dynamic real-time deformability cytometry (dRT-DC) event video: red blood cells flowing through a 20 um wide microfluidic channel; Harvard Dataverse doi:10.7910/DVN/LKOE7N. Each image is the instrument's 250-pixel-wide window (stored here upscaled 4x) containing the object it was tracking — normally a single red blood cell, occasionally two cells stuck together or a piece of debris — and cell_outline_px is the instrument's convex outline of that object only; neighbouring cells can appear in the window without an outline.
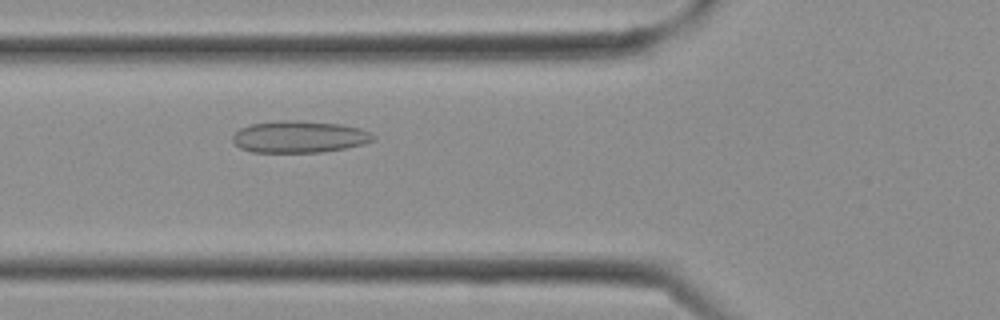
{"species": "Egyptian fruit bat (a non-hibernating species)", "species_latin": "Rousettus aegyptiacus", "temperature_condition": "cold", "stored_images_in_passage": 28, "camera_frame_rate_fps": 3000, "um_per_image_px": 0.085, "frame": {"image": 1, "passage_image": 9, "time_ms": 2.667, "image_size_px": [1000, 320], "cell_outline_px": [[376, 140], [364, 144], [324, 152], [252, 152], [240, 148], [232, 140], [232, 136], [240, 128], [252, 124], [280, 120], [296, 120], [340, 124], [360, 128], [372, 132], [376, 136]], "centroid_in_image_um": [25.48, 11.63], "position_along_channel_um": 100.3, "area_um2": 26.24}}
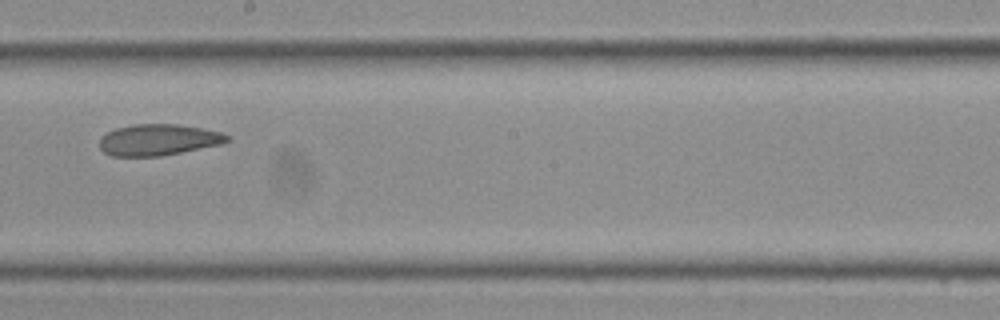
{"frame": {"image": 2, "passage_image": 15, "time_ms": 4.667, "image_size_px": [1000, 320], "cell_outline_px": [[228, 140], [220, 144], [160, 156], [112, 156], [104, 152], [100, 148], [100, 136], [116, 128], [136, 124], [176, 124], [200, 128], [220, 132], [228, 136]], "centroid_in_image_um": [13.4, 11.88], "position_along_channel_um": 234.8, "area_um2": 22.89}}
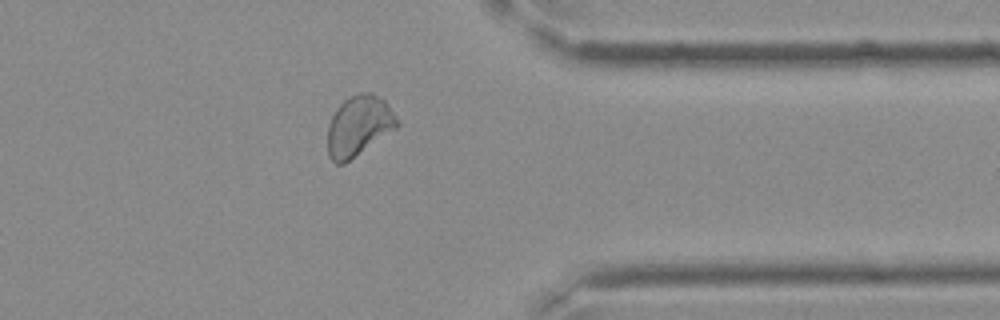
{"frame": {"image": 3, "passage_image": 22, "time_ms": 7.0, "image_size_px": [1000, 320], "cell_outline_px": [[400, 124], [396, 128], [344, 164], [336, 164], [328, 156], [328, 124], [336, 108], [348, 96], [360, 92], [372, 92], [384, 100], [396, 116]], "centroid_in_image_um": [30.48, 10.68], "position_along_channel_um": 380.9, "area_um2": 24.39}}